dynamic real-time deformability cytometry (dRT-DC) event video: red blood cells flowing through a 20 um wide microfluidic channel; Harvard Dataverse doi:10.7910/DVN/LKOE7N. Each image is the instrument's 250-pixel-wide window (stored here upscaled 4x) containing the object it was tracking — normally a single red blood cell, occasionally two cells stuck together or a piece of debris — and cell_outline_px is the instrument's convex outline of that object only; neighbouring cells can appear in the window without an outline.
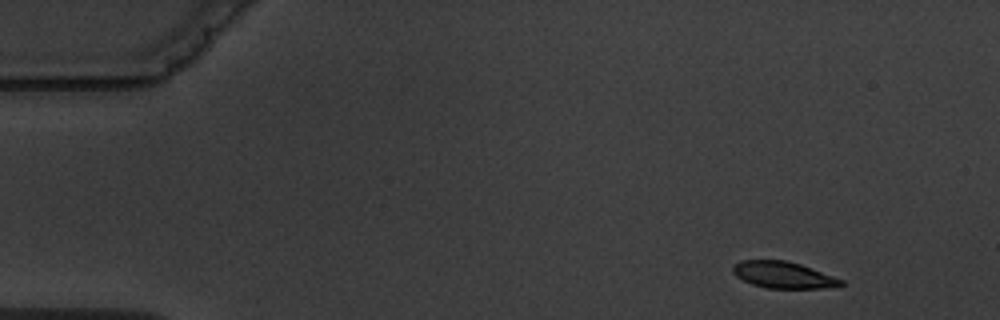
{"species": "common noctule bat (a hibernating species)", "species_latin": "Nyctalus noctula", "temperature_condition": "warm", "stored_images_in_passage": 4, "camera_frame_rate_fps": 3000, "um_per_image_px": 0.085, "animal": {"sex": "male", "body_mass_g": 19.5, "forearm_length_mm": 54.6}, "frame": {"image": 1, "passage_image": 1, "time_ms": 0.0, "image_size_px": [1000, 320], "cell_outline_px": [[844, 284], [840, 288], [768, 288], [752, 284], [736, 276], [732, 272], [732, 264], [740, 260], [784, 260], [800, 264], [844, 280]], "centroid_in_image_um": [66.6, 23.37], "position_along_channel_um": 18.4, "area_um2": 16.88}}
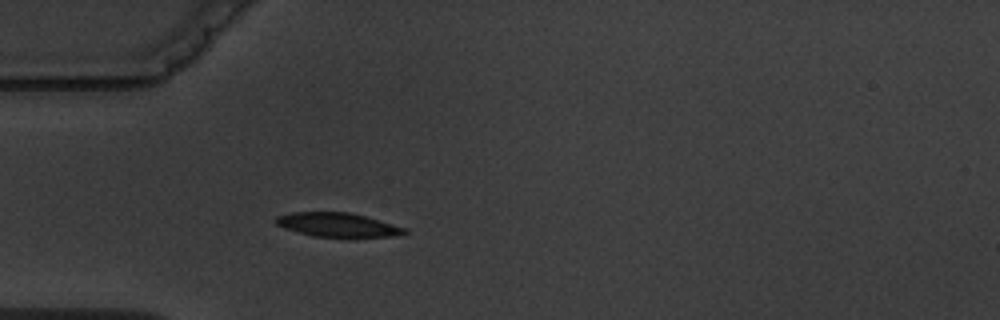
{"frame": {"image": 2, "passage_image": 4, "time_ms": 3.667, "image_size_px": [1000, 320], "cell_outline_px": [[408, 232], [396, 236], [312, 236], [284, 228], [276, 224], [276, 216], [292, 212], [348, 212], [364, 216], [408, 228]], "centroid_in_image_um": [28.69, 19.1], "position_along_channel_um": 56.3, "area_um2": 17.69}}